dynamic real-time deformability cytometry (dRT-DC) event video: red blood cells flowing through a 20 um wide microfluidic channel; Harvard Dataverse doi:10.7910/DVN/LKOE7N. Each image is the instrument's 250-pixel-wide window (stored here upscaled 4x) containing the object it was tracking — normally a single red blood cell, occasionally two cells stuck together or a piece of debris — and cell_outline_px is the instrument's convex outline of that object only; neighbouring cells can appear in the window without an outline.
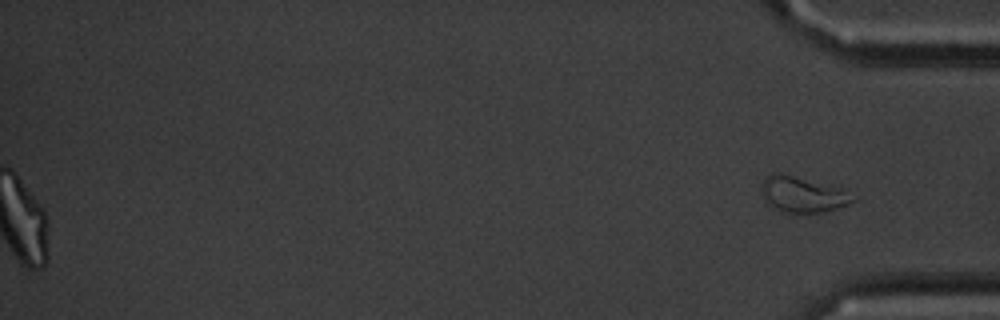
{"species": "common noctule bat (a hibernating species)", "species_latin": "Nyctalus noctula", "temperature_condition": "cold", "stored_images_in_passage": 57, "segment_of_instrument_passage": [2, 2], "camera_frame_rate_fps": 3000, "um_per_image_px": 0.085, "animal": {"sex": "male", "body_mass_g": 20.1, "forearm_length_mm": 53.5}, "frame": {"image": 1, "passage_image": 57, "time_ms": 18.667, "image_size_px": [1000, 320], "cell_outline_px": [[856, 200], [848, 204], [828, 212], [788, 212], [776, 208], [768, 204], [764, 200], [760, 188], [764, 176], [776, 172], [780, 172], [840, 188], [856, 196]], "centroid_in_image_um": [68.21, 16.51], "position_along_channel_um": 367.0, "area_um2": 19.02}}